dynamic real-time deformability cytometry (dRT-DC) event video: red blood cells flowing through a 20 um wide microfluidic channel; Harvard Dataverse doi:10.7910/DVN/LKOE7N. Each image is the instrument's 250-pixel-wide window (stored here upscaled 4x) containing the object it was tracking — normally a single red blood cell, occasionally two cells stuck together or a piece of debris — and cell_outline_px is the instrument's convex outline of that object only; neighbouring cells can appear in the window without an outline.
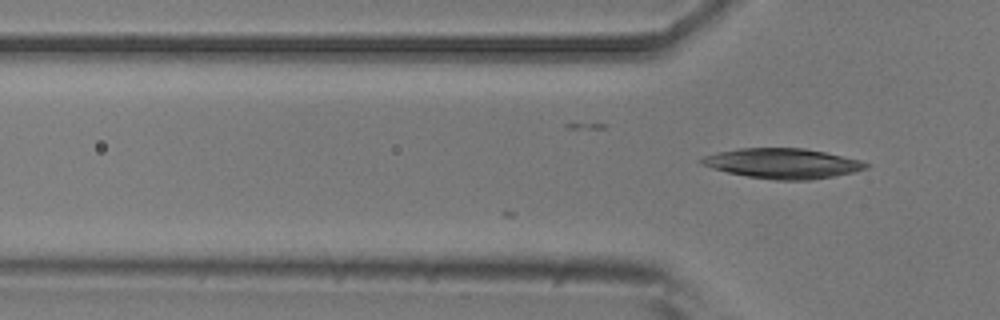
{"species": "common noctule bat (a hibernating species)", "species_latin": "Nyctalus noctula", "temperature_condition": "room temperature", "stored_images_in_passage": 15, "camera_frame_rate_fps": 3000, "um_per_image_px": 0.085, "animal": {"sex": "male", "body_mass_g": 20.5, "forearm_length_mm": 52.5}, "frame": {"image": 1, "passage_image": 15, "time_ms": 4.667, "image_size_px": [1000, 320], "cell_outline_px": [[872, 164], [868, 168], [836, 176], [808, 180], [776, 180], [748, 176], [728, 172], [712, 168], [700, 164], [696, 160], [704, 156], [720, 152], [740, 148], [804, 148], [824, 152], [860, 160]], "centroid_in_image_um": [66.53, 13.89], "position_along_channel_um": 59.3, "area_um2": 28.73}}